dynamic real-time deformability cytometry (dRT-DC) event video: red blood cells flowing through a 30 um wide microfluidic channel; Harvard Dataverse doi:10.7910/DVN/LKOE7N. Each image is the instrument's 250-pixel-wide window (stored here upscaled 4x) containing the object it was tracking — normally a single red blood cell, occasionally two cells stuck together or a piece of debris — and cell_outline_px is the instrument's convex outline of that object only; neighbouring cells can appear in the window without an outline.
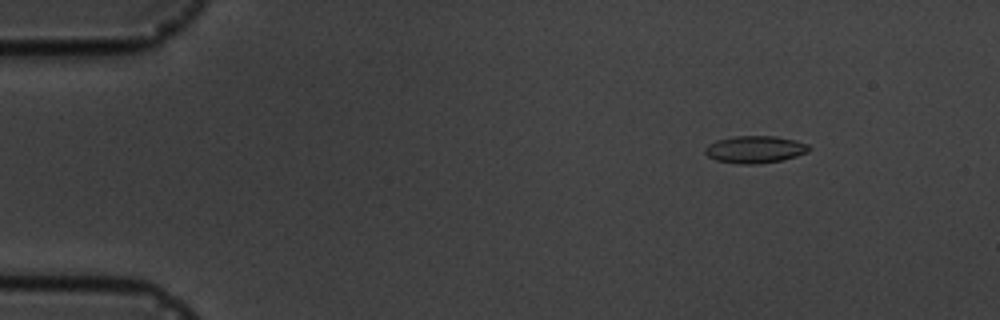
{"species": "common noctule bat (a hibernating species)", "species_latin": "Nyctalus noctula", "temperature_condition": "cold", "stored_images_in_passage": 17, "camera_frame_rate_fps": 3000, "um_per_image_px": 0.085, "animal": {"sex": "male", "body_mass_g": 19.5, "forearm_length_mm": 54.6}, "frame": {"image": 1, "passage_image": 2, "time_ms": 1.0, "image_size_px": [1000, 320], "cell_outline_px": [[808, 152], [796, 156], [780, 160], [756, 164], [740, 164], [716, 160], [708, 156], [704, 152], [704, 148], [708, 144], [716, 140], [736, 136], [776, 136], [796, 140], [808, 144]], "centroid_in_image_um": [64.15, 12.69], "position_along_channel_um": 20.9, "area_um2": 16.42}}
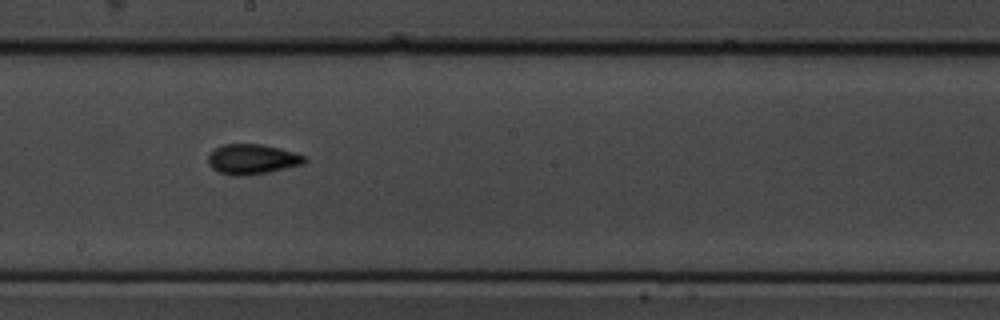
{"frame": {"image": 2, "passage_image": 9, "time_ms": 9.0, "image_size_px": [1000, 320], "cell_outline_px": [[308, 160], [304, 164], [268, 172], [244, 176], [232, 176], [216, 172], [208, 164], [208, 156], [216, 148], [224, 144], [260, 144], [280, 148], [308, 156]], "centroid_in_image_um": [21.46, 13.54], "position_along_channel_um": 226.7, "area_um2": 17.11}}
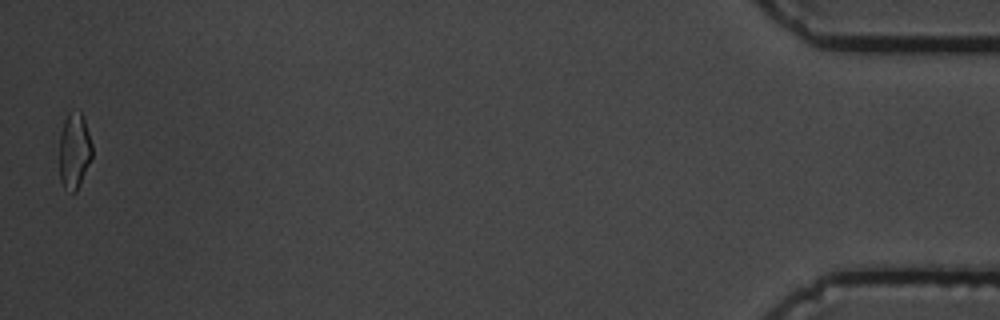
{"frame": {"image": 3, "passage_image": 16, "time_ms": 17.0, "image_size_px": [1000, 320], "cell_outline_px": [[92, 156], [76, 192], [72, 192], [64, 188], [60, 180], [60, 136], [64, 120], [68, 112], [80, 112], [84, 116], [92, 144]], "centroid_in_image_um": [6.32, 12.8], "position_along_channel_um": 428.9, "area_um2": 14.39}, "authors_computed_cell_mechanics": {"area_um2": 15.7794, "velocity_mm_per_s": 3.6542, "shape_relaxation_time_tau1_ms": 3.3717, "shape_relaxation_time_tau2_ms": 4.3803, "deformation_change_tau1": 0.1184, "deformation_change_tau2": 0.075}}